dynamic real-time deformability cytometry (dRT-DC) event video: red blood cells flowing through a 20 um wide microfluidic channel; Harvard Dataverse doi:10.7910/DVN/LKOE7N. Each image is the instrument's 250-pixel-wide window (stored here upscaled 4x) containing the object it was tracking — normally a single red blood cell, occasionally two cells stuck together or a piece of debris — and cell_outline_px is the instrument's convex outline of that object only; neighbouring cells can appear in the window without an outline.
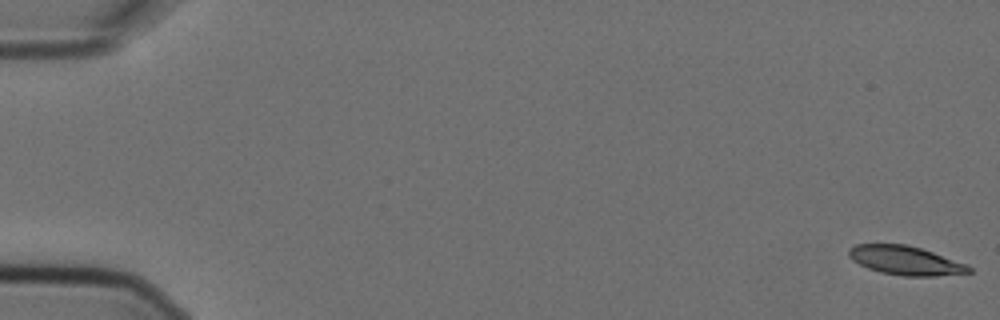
{"species": "Egyptian fruit bat (a non-hibernating species)", "species_latin": "Rousettus aegyptiacus", "temperature_condition": "cold", "stored_images_in_passage": 5, "camera_frame_rate_fps": 3000, "um_per_image_px": 0.085, "animal": {"sex": "female"}, "frame": {"image": 1, "passage_image": 1, "time_ms": 0.0, "image_size_px": [1000, 320], "cell_outline_px": [[972, 272], [936, 276], [904, 276], [880, 272], [868, 268], [852, 260], [848, 256], [848, 248], [856, 244], [904, 244], [920, 248], [968, 264], [972, 268]], "centroid_in_image_um": [76.96, 22.14], "position_along_channel_um": 8.0, "area_um2": 20.23}}
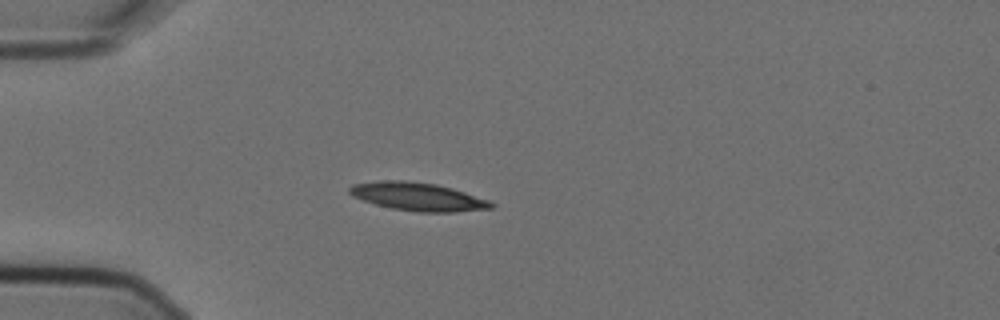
{"frame": {"image": 2, "passage_image": 5, "time_ms": 1.333, "image_size_px": [1000, 320], "cell_outline_px": [[496, 204], [492, 208], [456, 212], [420, 212], [392, 208], [376, 204], [352, 196], [348, 192], [348, 188], [352, 184], [380, 180], [404, 180], [436, 184], [452, 188], [488, 200]], "centroid_in_image_um": [35.5, 16.71], "position_along_channel_um": 49.5, "area_um2": 23.18}}